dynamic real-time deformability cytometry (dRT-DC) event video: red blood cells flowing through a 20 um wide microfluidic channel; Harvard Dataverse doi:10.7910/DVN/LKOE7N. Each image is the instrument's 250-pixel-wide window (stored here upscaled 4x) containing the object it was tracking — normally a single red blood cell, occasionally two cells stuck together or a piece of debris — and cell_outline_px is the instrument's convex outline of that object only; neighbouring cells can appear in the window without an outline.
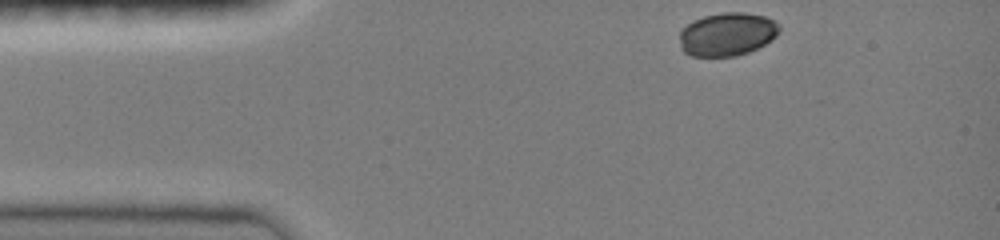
{"species": "common noctule bat (a hibernating species)", "species_latin": "Nyctalus noctula", "temperature_condition": "room temperature", "stored_images_in_passage": 36, "camera_frame_rate_fps": 3000, "um_per_image_px": 0.085, "animal": {"sex": "female", "body_mass_g": 19.0, "forearm_length_mm": 51.5}, "frame": {"image": 1, "passage_image": 1, "time_ms": 0.0, "image_size_px": [1000, 240], "cell_outline_px": [[780, 28], [776, 36], [772, 40], [748, 52], [736, 56], [692, 56], [684, 52], [680, 48], [680, 32], [692, 20], [704, 16], [720, 12], [744, 12], [764, 16], [780, 24]], "centroid_in_image_um": [61.8, 2.9], "position_along_channel_um": 23.2, "area_um2": 25.2}}
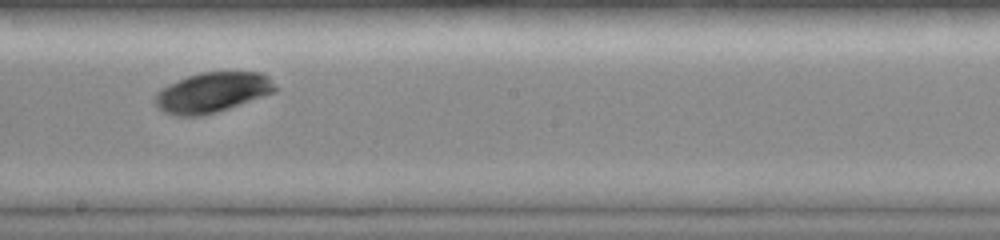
{"frame": {"image": 2, "passage_image": 21, "time_ms": 6.667, "image_size_px": [1000, 240], "cell_outline_px": [[276, 92], [204, 116], [176, 116], [164, 112], [156, 108], [152, 100], [156, 92], [160, 88], [168, 84], [188, 76], [200, 72], [264, 72], [268, 76], [276, 88]], "centroid_in_image_um": [17.99, 7.86], "position_along_channel_um": 230.2, "area_um2": 28.32}}
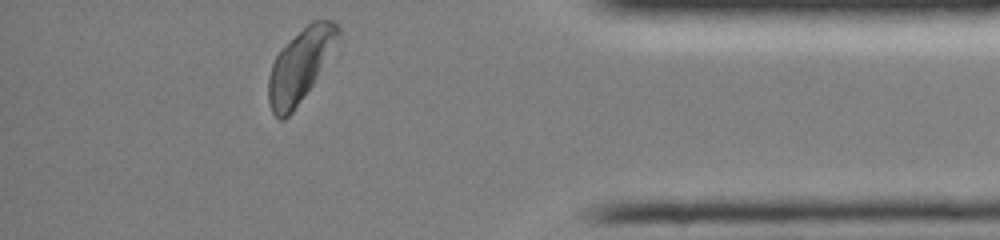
{"frame": {"image": 3, "passage_image": 36, "time_ms": 11.667, "image_size_px": [1000, 240], "cell_outline_px": [[340, 36], [312, 84], [292, 112], [284, 120], [280, 120], [272, 112], [268, 100], [268, 76], [272, 64], [280, 48], [284, 44], [312, 20], [332, 20], [340, 28]], "centroid_in_image_um": [25.48, 5.54], "position_along_channel_um": 409.7, "area_um2": 28.9}, "authors_computed_cell_mechanics": {"area_um2": 27.7729, "velocity_mm_per_s": 3.9924, "shape_relaxation_time_tau1_ms": 1.3511, "shape_relaxation_time_tau2_ms": null, "deformation_change_tau1": 0.0421, "deformation_change_tau2": null}}